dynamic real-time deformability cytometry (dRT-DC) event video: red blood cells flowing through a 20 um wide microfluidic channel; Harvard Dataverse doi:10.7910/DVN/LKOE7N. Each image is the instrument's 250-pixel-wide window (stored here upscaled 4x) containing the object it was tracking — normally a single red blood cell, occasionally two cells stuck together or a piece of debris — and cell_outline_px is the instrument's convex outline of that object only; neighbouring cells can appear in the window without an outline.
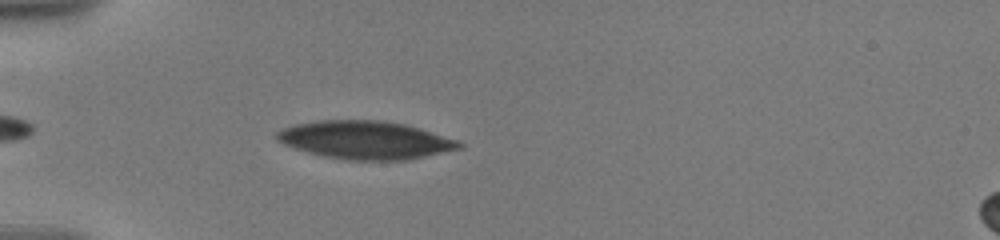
{"species": "human", "species_latin": "Homo sapiens", "temperature_condition": "warm", "stored_images_in_passage": 8, "camera_frame_rate_fps": 3000, "um_per_image_px": 0.085, "donor": {"sex": "male"}, "frame": {"image": 1, "passage_image": 6, "time_ms": 4.0, "image_size_px": [1000, 240], "cell_outline_px": [[464, 148], [408, 160], [344, 160], [324, 156], [308, 152], [284, 144], [276, 140], [276, 132], [292, 124], [316, 120], [380, 120], [404, 124], [420, 128], [456, 140], [464, 144]], "centroid_in_image_um": [31.06, 11.9], "position_along_channel_um": 53.9, "area_um2": 40.58}}
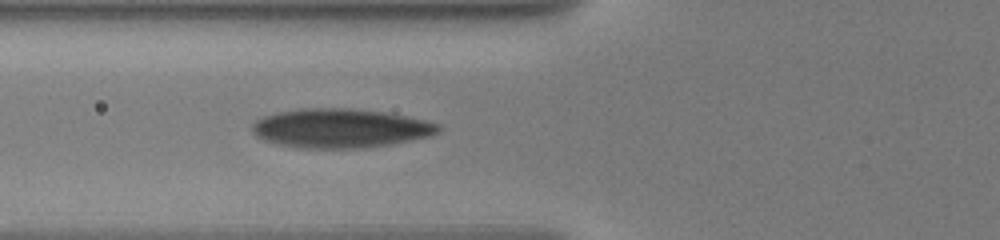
{"frame": {"image": 2, "passage_image": 8, "time_ms": 5.667, "image_size_px": [1000, 240], "cell_outline_px": [[440, 132], [432, 136], [388, 144], [352, 148], [304, 148], [280, 144], [264, 140], [256, 136], [252, 132], [252, 124], [260, 116], [276, 112], [300, 108], [352, 108], [384, 112], [408, 116], [440, 124]], "centroid_in_image_um": [28.91, 10.88], "position_along_channel_um": 96.9, "area_um2": 42.43}}